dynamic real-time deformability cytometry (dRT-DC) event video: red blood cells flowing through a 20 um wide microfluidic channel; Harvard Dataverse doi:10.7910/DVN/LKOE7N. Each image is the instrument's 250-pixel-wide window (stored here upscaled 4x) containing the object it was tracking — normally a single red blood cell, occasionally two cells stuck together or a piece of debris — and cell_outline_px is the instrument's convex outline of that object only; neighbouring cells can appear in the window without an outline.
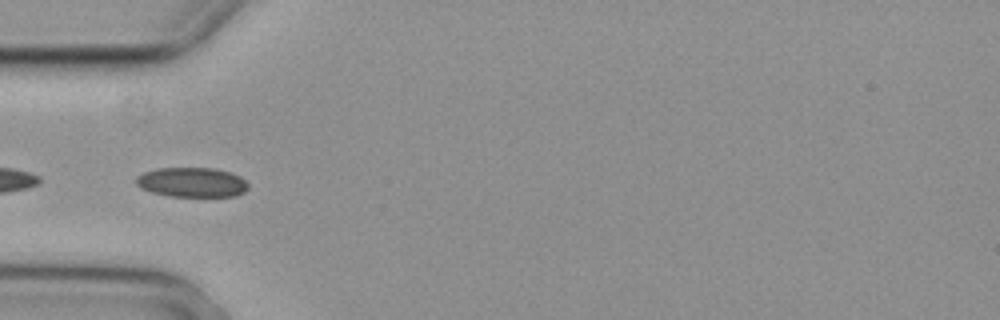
{"species": "common noctule bat (a hibernating species)", "species_latin": "Nyctalus noctula", "temperature_condition": "cold", "stored_images_in_passage": 4, "camera_frame_rate_fps": 3000, "um_per_image_px": 0.085, "animal": {"sex": "female", "body_mass_g": 29.2, "forearm_length_mm": 56.3}, "frame": {"image": 1, "passage_image": 4, "time_ms": 1.0, "image_size_px": [1000, 320], "cell_outline_px": [[248, 188], [244, 192], [236, 196], [168, 196], [152, 192], [140, 188], [136, 184], [136, 176], [144, 172], [156, 168], [212, 168], [232, 172], [240, 176], [248, 184]], "centroid_in_image_um": [16.31, 15.49], "position_along_channel_um": 68.7, "area_um2": 19.48}}